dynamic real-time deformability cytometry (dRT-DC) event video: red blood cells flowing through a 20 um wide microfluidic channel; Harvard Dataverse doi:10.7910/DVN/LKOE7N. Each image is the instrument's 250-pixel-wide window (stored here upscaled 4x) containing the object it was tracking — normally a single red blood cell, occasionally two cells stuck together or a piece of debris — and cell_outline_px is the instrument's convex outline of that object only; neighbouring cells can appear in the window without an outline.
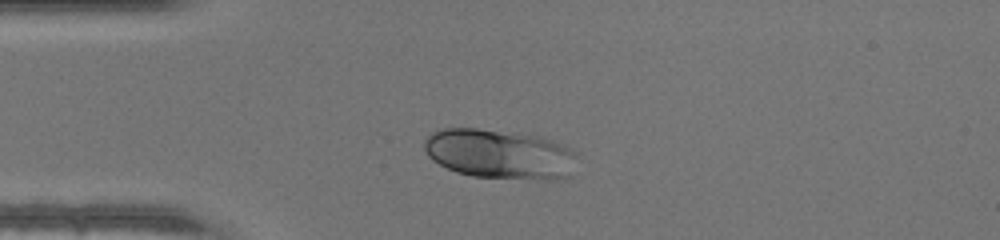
{"species": "human", "species_latin": "Homo sapiens", "temperature_condition": "warm", "stored_images_in_passage": 29, "camera_frame_rate_fps": 3000, "um_per_image_px": 0.085, "donor": {"sex": "male"}, "frame": {"image": 1, "passage_image": 1, "time_ms": 0.0, "image_size_px": [1000, 240], "cell_outline_px": [[580, 152], [568, 176], [556, 180], [540, 180], [472, 176], [456, 172], [432, 160], [428, 156], [424, 148], [424, 140], [432, 132], [444, 128], [476, 128], [536, 136], [552, 140]], "centroid_in_image_um": [42.49, 13.11], "position_along_channel_um": 42.5, "area_um2": 44.33}}
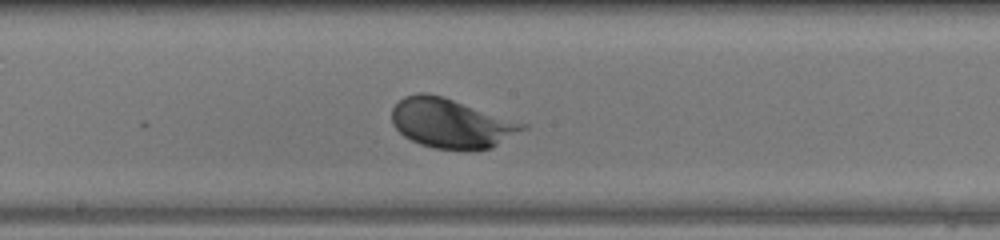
{"frame": {"image": 2, "passage_image": 14, "time_ms": 4.333, "image_size_px": [1000, 240], "cell_outline_px": [[528, 128], [492, 148], [432, 148], [420, 144], [404, 136], [392, 124], [392, 108], [404, 96], [416, 92], [428, 92], [444, 96], [528, 124]], "centroid_in_image_um": [38.35, 10.44], "position_along_channel_um": 209.8, "area_um2": 37.57}}
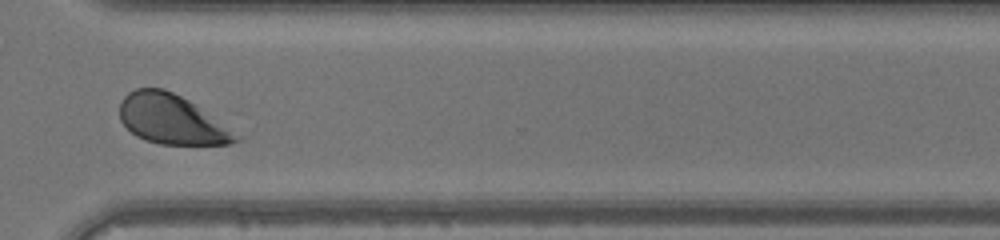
{"frame": {"image": 3, "passage_image": 24, "time_ms": 7.667, "image_size_px": [1000, 240], "cell_outline_px": [[240, 140], [228, 144], [160, 144], [144, 140], [136, 136], [120, 120], [120, 100], [128, 92], [136, 88], [164, 88], [188, 100], [236, 136]], "centroid_in_image_um": [14.45, 10.13], "position_along_channel_um": 356.1, "area_um2": 32.48}}